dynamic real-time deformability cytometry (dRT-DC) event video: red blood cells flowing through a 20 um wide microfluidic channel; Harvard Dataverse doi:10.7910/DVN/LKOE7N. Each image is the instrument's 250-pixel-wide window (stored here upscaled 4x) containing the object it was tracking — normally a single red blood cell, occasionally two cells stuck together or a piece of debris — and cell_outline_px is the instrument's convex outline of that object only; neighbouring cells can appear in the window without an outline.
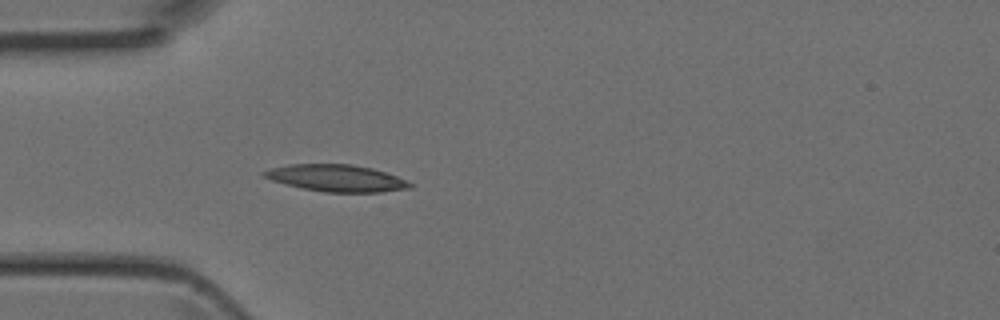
{"species": "Egyptian fruit bat (a non-hibernating species)", "species_latin": "Rousettus aegyptiacus", "temperature_condition": "room temperature", "stored_images_in_passage": 4, "camera_frame_rate_fps": 3000, "um_per_image_px": 0.085, "animal": {"sex": "female"}, "frame": {"image": 1, "passage_image": 4, "time_ms": 1.0, "image_size_px": [1000, 320], "cell_outline_px": [[412, 188], [380, 192], [324, 192], [300, 188], [272, 180], [264, 176], [260, 172], [272, 168], [288, 164], [352, 164], [372, 168], [388, 172], [408, 180], [412, 184]], "centroid_in_image_um": [28.64, 15.14], "position_along_channel_um": 56.4, "area_um2": 23.0}}